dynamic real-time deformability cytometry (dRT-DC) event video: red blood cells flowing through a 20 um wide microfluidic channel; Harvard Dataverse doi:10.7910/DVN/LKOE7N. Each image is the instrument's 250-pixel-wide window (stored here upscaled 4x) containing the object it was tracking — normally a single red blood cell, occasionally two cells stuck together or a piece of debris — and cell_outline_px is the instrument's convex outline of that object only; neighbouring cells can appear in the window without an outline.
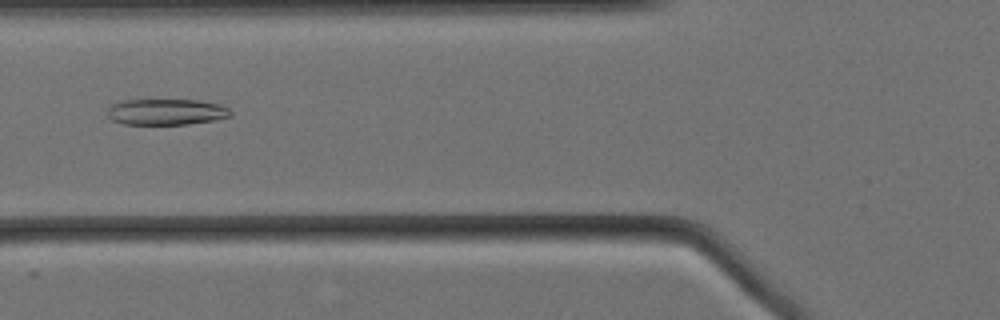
{"species": "Egyptian fruit bat (a non-hibernating species)", "species_latin": "Rousettus aegyptiacus", "temperature_condition": "cold", "stored_images_in_passage": 48, "camera_frame_rate_fps": 3000, "um_per_image_px": 0.085, "animal": {"sex": "female"}, "frame": {"image": 1, "passage_image": 11, "time_ms": 3.333, "image_size_px": [1000, 320], "cell_outline_px": [[232, 116], [216, 120], [188, 124], [124, 124], [112, 120], [108, 116], [108, 108], [112, 104], [124, 100], [200, 100], [220, 104], [228, 108], [232, 112]], "centroid_in_image_um": [14.17, 9.51], "position_along_channel_um": 111.6, "area_um2": 18.79}}
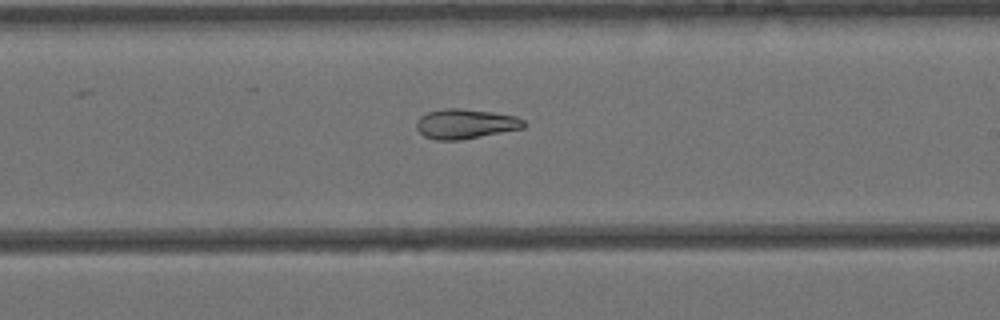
{"frame": {"image": 2, "passage_image": 23, "time_ms": 7.333, "image_size_px": [1000, 320], "cell_outline_px": [[528, 124], [524, 128], [460, 140], [436, 140], [424, 136], [416, 128], [416, 120], [420, 116], [428, 112], [444, 108], [460, 108], [492, 112], [516, 116], [524, 120]], "centroid_in_image_um": [39.56, 10.52], "position_along_channel_um": 249.4, "area_um2": 18.73}}
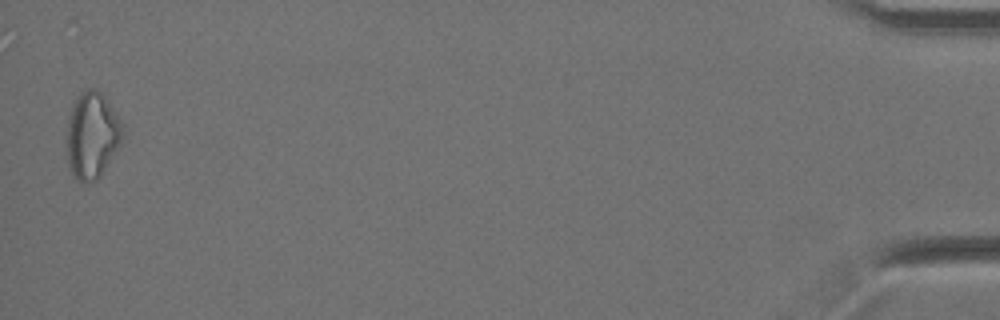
{"frame": {"image": 3, "passage_image": 47, "time_ms": 15.333, "image_size_px": [1000, 320], "cell_outline_px": [[124, 128], [120, 144], [100, 176], [96, 180], [84, 184], [72, 172], [68, 164], [68, 116], [76, 96], [84, 88], [96, 88], [104, 96], [120, 120]], "centroid_in_image_um": [7.83, 11.46], "position_along_channel_um": 427.4, "area_um2": 27.8}}